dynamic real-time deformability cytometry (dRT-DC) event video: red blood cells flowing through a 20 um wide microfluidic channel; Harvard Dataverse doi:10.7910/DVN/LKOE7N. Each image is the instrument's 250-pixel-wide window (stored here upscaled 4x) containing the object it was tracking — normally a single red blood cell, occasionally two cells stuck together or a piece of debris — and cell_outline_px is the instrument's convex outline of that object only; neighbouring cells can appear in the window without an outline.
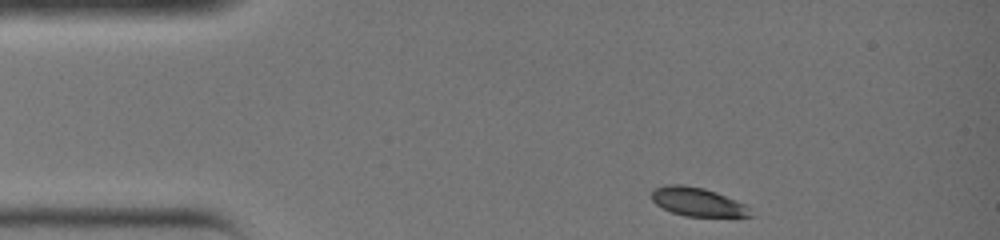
{"species": "common noctule bat (a hibernating species)", "species_latin": "Nyctalus noctula", "temperature_condition": "warm", "stored_images_in_passage": 8, "camera_frame_rate_fps": 3000, "um_per_image_px": 0.085, "animal": {"sex": "female", "body_mass_g": 19.0, "forearm_length_mm": 51.5}, "frame": {"image": 1, "passage_image": 1, "time_ms": 0.0, "image_size_px": [1000, 240], "cell_outline_px": [[756, 216], [684, 216], [672, 212], [656, 204], [652, 200], [652, 188], [664, 184], [684, 184], [704, 188], [716, 192], [736, 200], [744, 204]], "centroid_in_image_um": [59.26, 17.14], "position_along_channel_um": 25.7, "area_um2": 16.53}}